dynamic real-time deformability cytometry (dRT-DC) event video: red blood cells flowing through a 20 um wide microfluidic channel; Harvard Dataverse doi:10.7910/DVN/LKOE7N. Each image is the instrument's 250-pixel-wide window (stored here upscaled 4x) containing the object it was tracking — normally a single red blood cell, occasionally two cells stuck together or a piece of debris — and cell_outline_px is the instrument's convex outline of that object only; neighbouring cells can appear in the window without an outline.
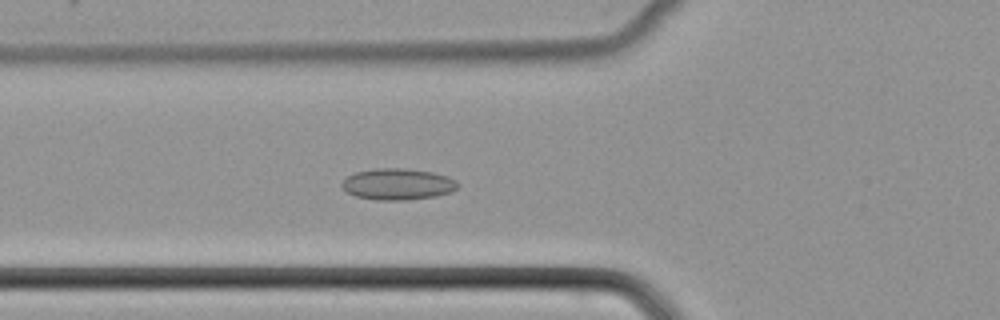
{"species": "common noctule bat (a hibernating species)", "species_latin": "Nyctalus noctula", "temperature_condition": "cold", "stored_images_in_passage": 51, "camera_frame_rate_fps": 3000, "um_per_image_px": 0.085, "animal": {"sex": "female", "body_mass_g": 22.7, "forearm_length_mm": 54.2}, "frame": {"image": 1, "passage_image": 19, "time_ms": 6.0, "image_size_px": [1000, 320], "cell_outline_px": [[460, 184], [452, 192], [436, 196], [404, 200], [376, 200], [356, 196], [348, 192], [340, 184], [348, 176], [356, 172], [376, 168], [400, 168], [432, 172], [448, 176], [456, 180]], "centroid_in_image_um": [33.84, 15.65], "position_along_channel_um": 92.0, "area_um2": 21.1}}
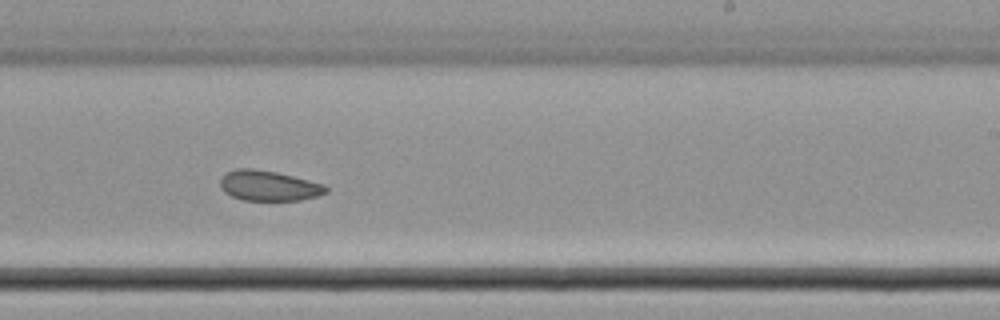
{"frame": {"image": 2, "passage_image": 32, "time_ms": 10.333, "image_size_px": [1000, 320], "cell_outline_px": [[328, 192], [316, 196], [300, 200], [244, 200], [232, 196], [224, 192], [220, 188], [220, 180], [224, 172], [236, 168], [252, 168], [276, 172], [324, 184], [328, 188]], "centroid_in_image_um": [22.8, 15.78], "position_along_channel_um": 266.2, "area_um2": 18.67}}
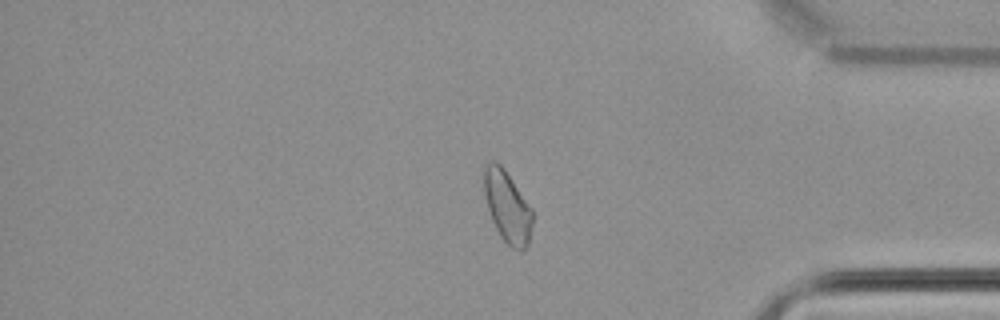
{"frame": {"image": 3, "passage_image": 43, "time_ms": 14.0, "image_size_px": [1000, 320], "cell_outline_px": [[532, 224], [528, 244], [520, 252], [512, 248], [500, 236], [492, 220], [488, 208], [484, 192], [484, 164], [492, 160], [500, 164], [504, 168], [532, 208]], "centroid_in_image_um": [43.12, 17.56], "position_along_channel_um": 392.1, "area_um2": 20.11}}